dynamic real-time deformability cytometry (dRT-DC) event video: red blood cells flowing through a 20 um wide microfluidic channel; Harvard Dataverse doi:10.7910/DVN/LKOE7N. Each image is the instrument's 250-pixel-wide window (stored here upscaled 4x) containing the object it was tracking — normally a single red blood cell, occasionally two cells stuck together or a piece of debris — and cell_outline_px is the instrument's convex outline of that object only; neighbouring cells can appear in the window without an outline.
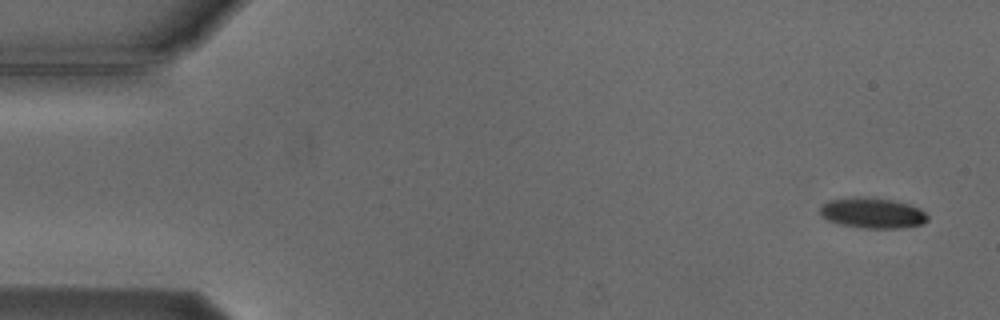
{"species": "Egyptian fruit bat (a non-hibernating species)", "species_latin": "Rousettus aegyptiacus", "temperature_condition": "cold", "stored_images_in_passage": 6, "camera_frame_rate_fps": 3000, "um_per_image_px": 0.085, "animal": {"sex": "male"}, "frame": {"image": 1, "passage_image": 1, "time_ms": 0.0, "image_size_px": [1000, 320], "cell_outline_px": [[928, 220], [920, 224], [900, 228], [864, 228], [836, 224], [820, 216], [820, 204], [828, 200], [852, 196], [856, 196], [892, 200], [908, 204], [920, 208], [928, 216]], "centroid_in_image_um": [74.09, 18.1], "position_along_channel_um": 10.9, "area_um2": 19.31}}
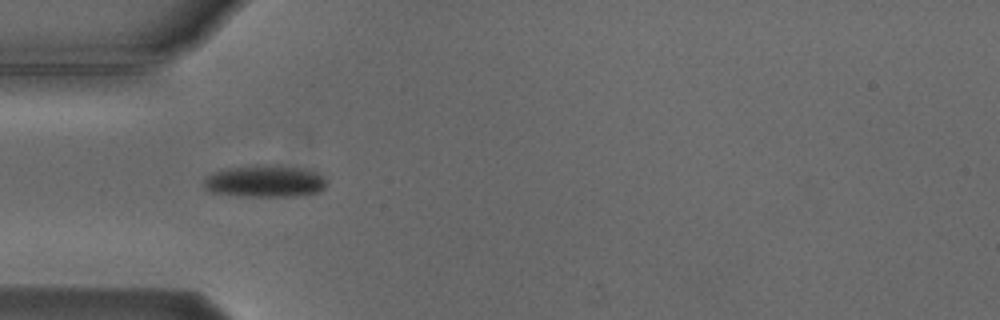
{"frame": {"image": 2, "passage_image": 5, "time_ms": 4.667, "image_size_px": [1000, 320], "cell_outline_px": [[328, 184], [320, 192], [296, 196], [240, 196], [208, 192], [204, 188], [204, 180], [212, 172], [220, 168], [256, 164], [280, 164], [300, 168], [316, 172], [324, 176], [328, 180]], "centroid_in_image_um": [22.51, 15.38], "position_along_channel_um": 62.5, "area_um2": 23.7}}
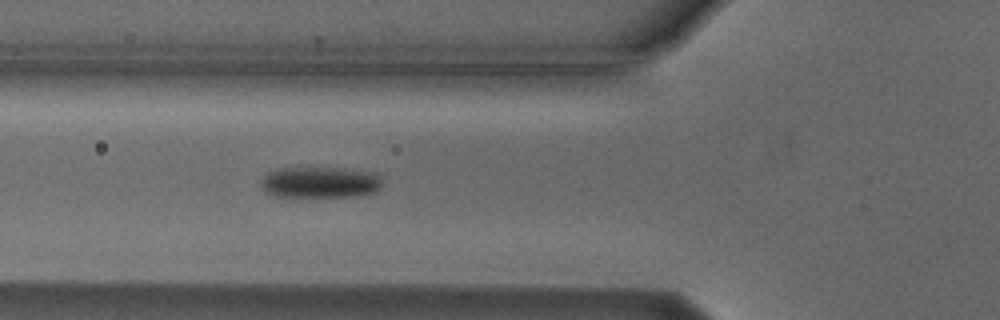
{"frame": {"image": 3, "passage_image": 6, "time_ms": 5.667, "image_size_px": [1000, 320], "cell_outline_px": [[380, 188], [376, 192], [348, 196], [272, 196], [264, 192], [260, 184], [260, 180], [268, 172], [276, 168], [336, 168], [372, 172], [380, 176]], "centroid_in_image_um": [27.13, 15.49], "position_along_channel_um": 98.7, "area_um2": 21.91}}